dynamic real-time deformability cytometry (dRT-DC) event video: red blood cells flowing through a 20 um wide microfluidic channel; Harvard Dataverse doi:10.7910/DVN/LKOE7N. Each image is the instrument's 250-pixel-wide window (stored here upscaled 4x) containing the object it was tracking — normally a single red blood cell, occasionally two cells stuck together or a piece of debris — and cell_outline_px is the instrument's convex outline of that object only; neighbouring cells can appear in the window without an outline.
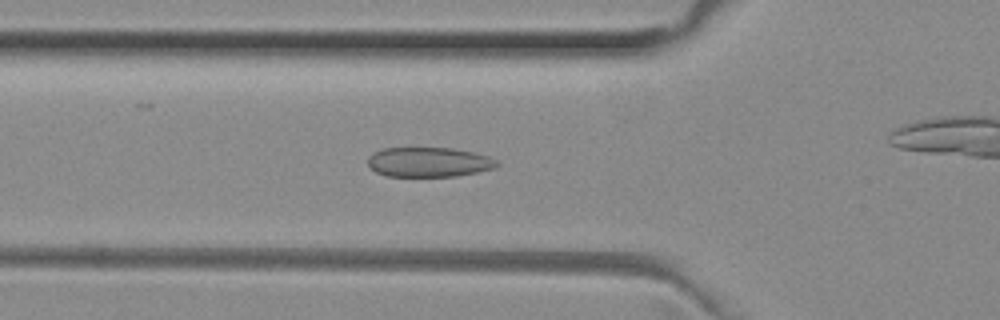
{"species": "common noctule bat (a hibernating species)", "species_latin": "Nyctalus noctula", "temperature_condition": "room temperature", "stored_images_in_passage": 34, "camera_frame_rate_fps": 3000, "um_per_image_px": 0.085, "animal": {"sex": "female", "body_mass_g": 29.2, "forearm_length_mm": 56.3}, "frame": {"image": 1, "passage_image": 11, "time_ms": 3.333, "image_size_px": [1000, 320], "cell_outline_px": [[500, 164], [496, 168], [456, 176], [388, 176], [376, 172], [368, 168], [368, 156], [372, 152], [380, 148], [452, 148], [472, 152], [488, 156], [496, 160]], "centroid_in_image_um": [36.41, 13.77], "position_along_channel_um": 89.4, "area_um2": 22.48}}
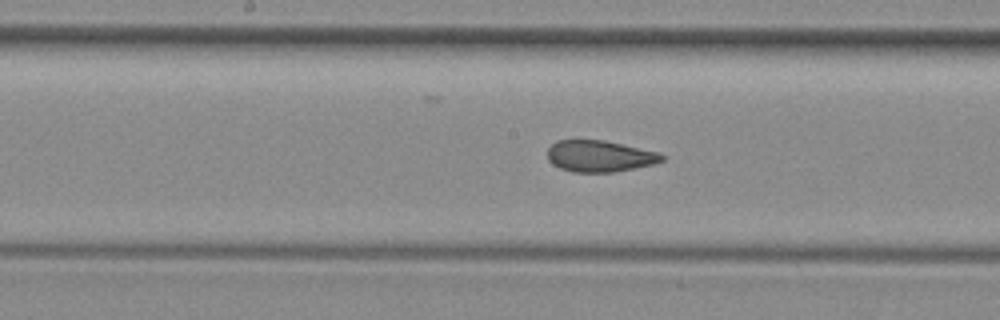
{"frame": {"image": 2, "passage_image": 19, "time_ms": 6.0, "image_size_px": [1000, 320], "cell_outline_px": [[664, 160], [652, 164], [612, 172], [572, 172], [560, 168], [552, 164], [548, 160], [548, 148], [556, 140], [604, 140], [660, 152], [664, 156]], "centroid_in_image_um": [50.95, 13.26], "position_along_channel_um": 197.3, "area_um2": 20.92}}
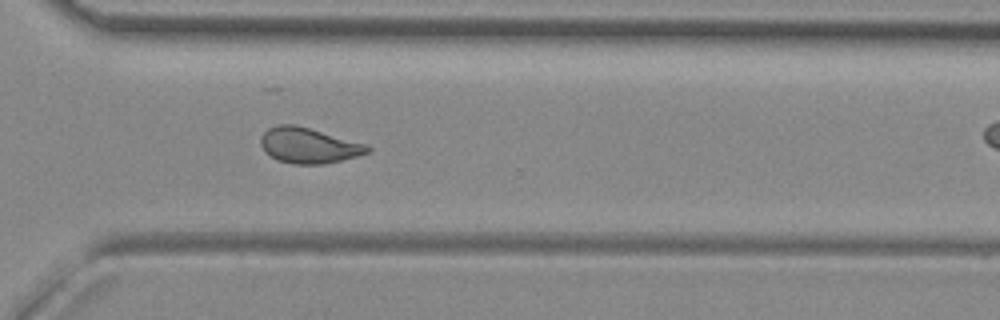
{"frame": {"image": 3, "passage_image": 30, "time_ms": 9.667, "image_size_px": [1000, 320], "cell_outline_px": [[372, 148], [368, 152], [356, 156], [324, 164], [292, 164], [276, 160], [264, 152], [260, 144], [260, 140], [264, 132], [268, 128], [280, 124], [296, 124], [368, 144]], "centroid_in_image_um": [26.22, 12.36], "position_along_channel_um": 344.4, "area_um2": 22.25}}